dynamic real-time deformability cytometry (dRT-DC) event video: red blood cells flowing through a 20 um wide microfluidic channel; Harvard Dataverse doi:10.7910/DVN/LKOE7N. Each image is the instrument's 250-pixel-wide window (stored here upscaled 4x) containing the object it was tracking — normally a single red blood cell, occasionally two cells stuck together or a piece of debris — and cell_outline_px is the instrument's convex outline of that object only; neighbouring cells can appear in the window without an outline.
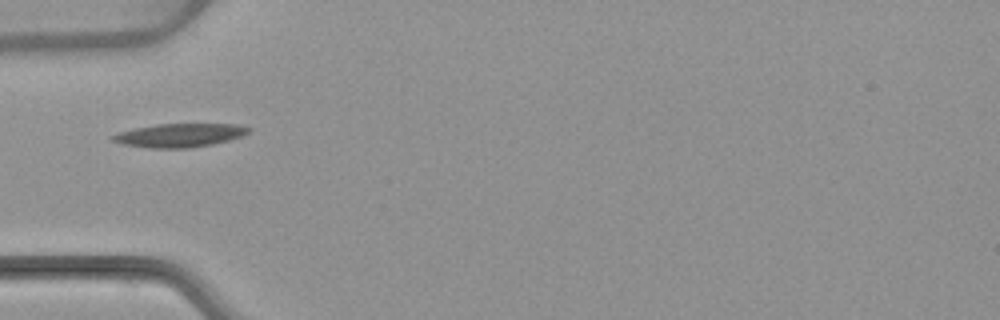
{"species": "common noctule bat (a hibernating species)", "species_latin": "Nyctalus noctula", "temperature_condition": "warm", "stored_images_in_passage": 2, "camera_frame_rate_fps": 3000, "um_per_image_px": 0.085, "animal": {"sex": "female", "body_mass_g": 22.7, "forearm_length_mm": 54.2}, "frame": {"image": 1, "passage_image": 1, "time_ms": 0.0, "image_size_px": [1000, 320], "cell_outline_px": [[252, 128], [248, 132], [240, 136], [228, 140], [212, 144], [188, 148], [148, 148], [120, 144], [112, 140], [108, 136], [120, 132], [136, 128], [156, 124], [236, 124]], "centroid_in_image_um": [15.21, 11.5], "position_along_channel_um": 69.8, "area_um2": 18.61}}
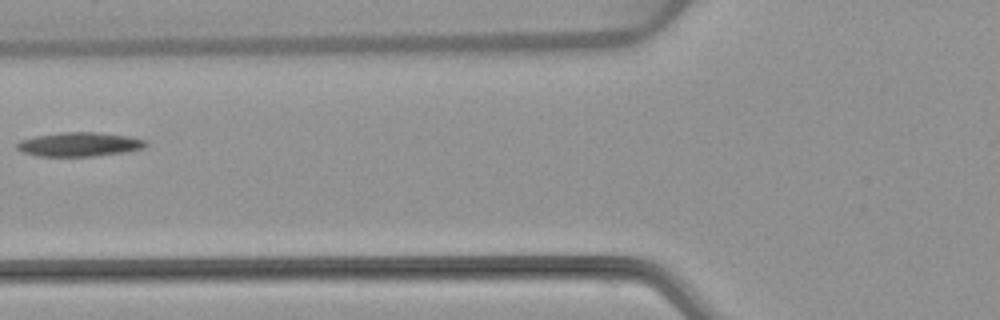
{"frame": {"image": 2, "passage_image": 2, "time_ms": 1.333, "image_size_px": [1000, 320], "cell_outline_px": [[148, 144], [144, 148], [128, 152], [92, 156], [36, 156], [24, 152], [16, 148], [16, 144], [20, 140], [36, 136], [60, 132], [100, 132], [128, 136], [148, 140]], "centroid_in_image_um": [6.79, 12.26], "position_along_channel_um": 119.0, "area_um2": 18.26}}